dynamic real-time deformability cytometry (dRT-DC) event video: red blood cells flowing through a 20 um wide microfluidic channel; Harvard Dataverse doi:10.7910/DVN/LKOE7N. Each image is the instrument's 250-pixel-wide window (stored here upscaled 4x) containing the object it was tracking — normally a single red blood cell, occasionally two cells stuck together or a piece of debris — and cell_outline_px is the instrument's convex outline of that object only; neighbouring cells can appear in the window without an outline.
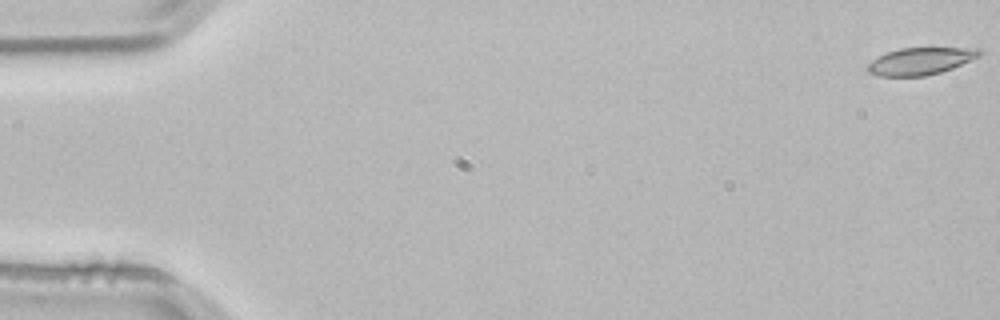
{"species": "common noctule bat (a hibernating species)", "species_latin": "Nyctalus noctula", "temperature_condition": "room temperature", "stored_images_in_passage": 15, "camera_frame_rate_fps": 3000, "um_per_image_px": 0.085, "animal": {"sex": "male", "body_mass_g": 21.5, "forearm_length_mm": 52.0}, "frame": {"image": 1, "passage_image": 1, "time_ms": 0.0, "image_size_px": [1000, 320], "cell_outline_px": [[984, 52], [980, 56], [952, 68], [940, 72], [924, 76], [880, 76], [868, 72], [864, 68], [872, 60], [888, 52], [900, 48], [980, 48]], "centroid_in_image_um": [78.25, 5.19], "position_along_channel_um": 6.8, "area_um2": 17.63}}